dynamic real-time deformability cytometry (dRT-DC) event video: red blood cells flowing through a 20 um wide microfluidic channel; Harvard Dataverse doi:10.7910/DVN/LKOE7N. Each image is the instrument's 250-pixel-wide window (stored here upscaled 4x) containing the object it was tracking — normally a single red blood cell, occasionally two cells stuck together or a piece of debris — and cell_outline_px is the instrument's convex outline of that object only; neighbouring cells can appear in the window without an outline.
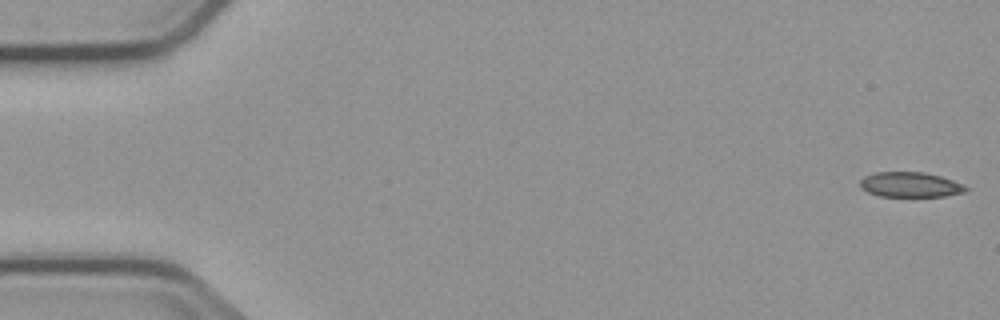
{"species": "common noctule bat (a hibernating species)", "species_latin": "Nyctalus noctula", "temperature_condition": "cold", "stored_images_in_passage": 2, "camera_frame_rate_fps": 3000, "um_per_image_px": 0.085, "animal": {"sex": "male", "body_mass_g": 23.1, "forearm_length_mm": 52.7}, "frame": {"image": 1, "passage_image": 2, "time_ms": 1.0, "image_size_px": [1000, 320], "cell_outline_px": [[968, 188], [964, 192], [944, 196], [880, 196], [868, 192], [860, 188], [860, 180], [864, 176], [876, 172], [924, 172], [940, 176], [964, 184]], "centroid_in_image_um": [77.35, 15.69], "position_along_channel_um": 7.6, "area_um2": 15.37}}